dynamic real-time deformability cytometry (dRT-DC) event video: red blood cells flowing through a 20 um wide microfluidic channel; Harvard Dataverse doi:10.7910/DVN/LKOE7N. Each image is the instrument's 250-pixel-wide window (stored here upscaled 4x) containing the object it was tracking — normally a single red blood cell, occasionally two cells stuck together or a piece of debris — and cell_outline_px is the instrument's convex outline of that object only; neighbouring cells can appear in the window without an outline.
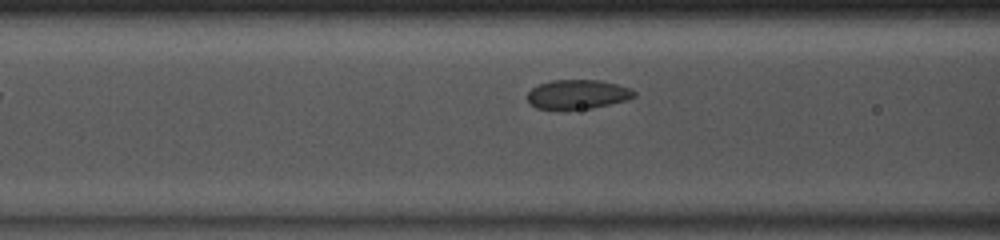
{"species": "common noctule bat (a hibernating species)", "species_latin": "Nyctalus noctula", "temperature_condition": "room temperature", "stored_images_in_passage": 33, "camera_frame_rate_fps": 3000, "um_per_image_px": 0.085, "animal": {"sex": "male", "body_mass_g": 13.0, "forearm_length_mm": 53.1}, "frame": {"image": 1, "passage_image": 6, "time_ms": 1.667, "image_size_px": [1000, 240], "cell_outline_px": [[636, 96], [628, 100], [592, 108], [536, 108], [528, 104], [528, 92], [532, 88], [540, 84], [552, 80], [600, 80], [632, 88], [636, 92]], "centroid_in_image_um": [49.13, 8.01], "position_along_channel_um": 117.5, "area_um2": 18.09}}
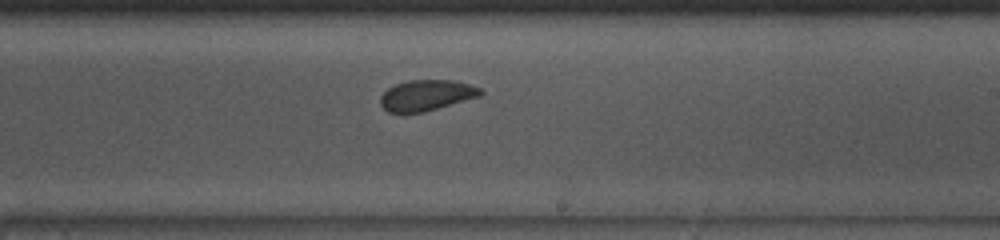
{"frame": {"image": 2, "passage_image": 16, "time_ms": 5.0, "image_size_px": [1000, 240], "cell_outline_px": [[484, 92], [480, 96], [424, 112], [388, 112], [380, 104], [380, 96], [388, 88], [396, 84], [408, 80], [452, 80], [468, 84], [480, 88]], "centroid_in_image_um": [36.24, 8.09], "position_along_channel_um": 252.8, "area_um2": 17.8}}
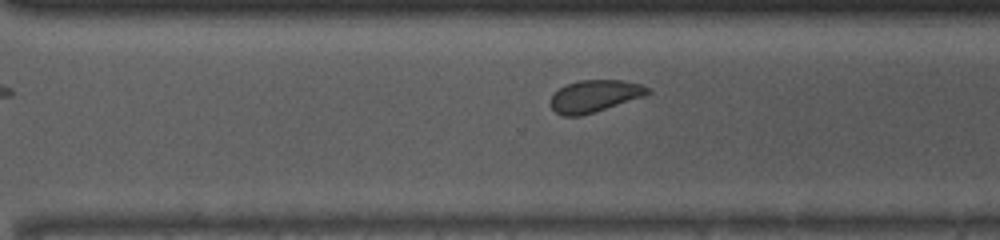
{"frame": {"image": 3, "passage_image": 21, "time_ms": 6.667, "image_size_px": [1000, 240], "cell_outline_px": [[652, 92], [644, 96], [580, 116], [564, 116], [556, 112], [552, 108], [552, 96], [560, 88], [568, 84], [580, 80], [620, 80], [640, 84], [648, 88]], "centroid_in_image_um": [50.56, 8.16], "position_along_channel_um": 320.0, "area_um2": 17.69}, "authors_computed_cell_mechanics": {"area_um2": 18.6116, "velocity_mm_per_s": 4.0508, "shape_relaxation_time_tau1_ms": 2.3664, "shape_relaxation_time_tau2_ms": null, "deformation_change_tau1": 0.0614, "deformation_change_tau2": null}}